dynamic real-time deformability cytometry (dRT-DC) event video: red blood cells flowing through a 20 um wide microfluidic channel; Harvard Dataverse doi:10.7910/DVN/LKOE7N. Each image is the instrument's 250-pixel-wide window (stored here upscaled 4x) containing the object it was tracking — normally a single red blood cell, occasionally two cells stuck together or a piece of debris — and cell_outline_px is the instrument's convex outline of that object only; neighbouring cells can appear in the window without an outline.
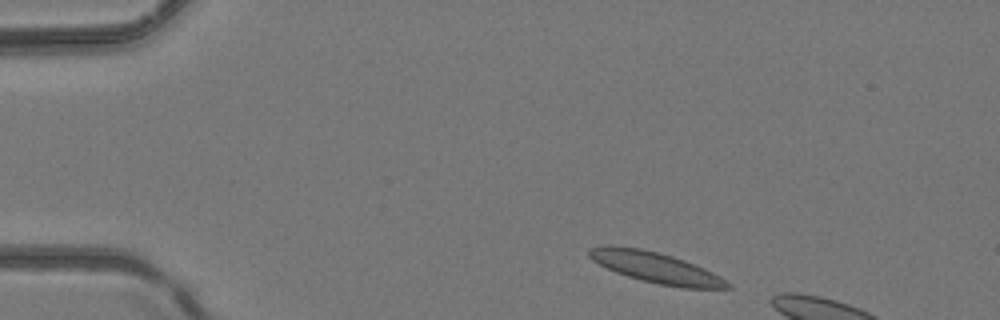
{"species": "common noctule bat (a hibernating species)", "species_latin": "Nyctalus noctula", "temperature_condition": "room temperature", "stored_images_in_passage": 5, "camera_frame_rate_fps": 3000, "um_per_image_px": 0.085, "animal": {"sex": "female", "body_mass_g": 24.6, "forearm_length_mm": 56.2}, "frame": {"image": 1, "passage_image": 1, "time_ms": 0.0, "image_size_px": [1000, 320], "cell_outline_px": [[732, 288], [680, 288], [640, 280], [616, 272], [592, 260], [588, 256], [588, 248], [608, 244], [640, 248], [672, 256], [684, 260], [704, 268], [720, 276], [732, 284]], "centroid_in_image_um": [55.73, 22.73], "position_along_channel_um": 29.3, "area_um2": 24.8}}
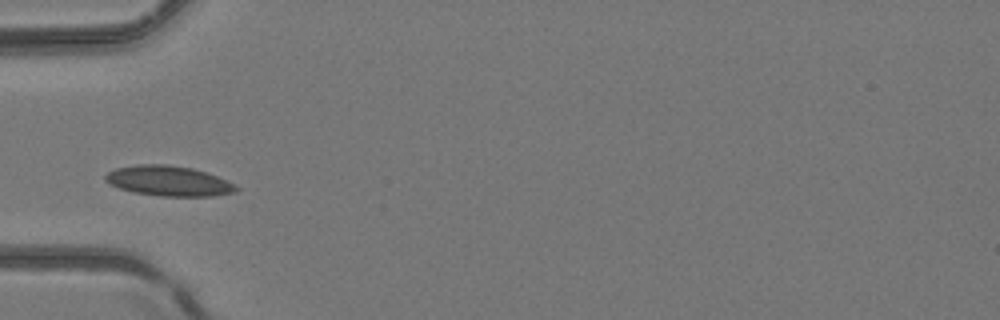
{"frame": {"image": 2, "passage_image": 4, "time_ms": 1.0, "image_size_px": [1000, 320], "cell_outline_px": [[240, 188], [236, 192], [212, 196], [160, 196], [132, 192], [120, 188], [104, 180], [104, 176], [108, 172], [116, 168], [136, 164], [164, 164], [192, 168], [216, 176], [236, 184]], "centroid_in_image_um": [14.34, 15.38], "position_along_channel_um": 70.7, "area_um2": 22.95}}
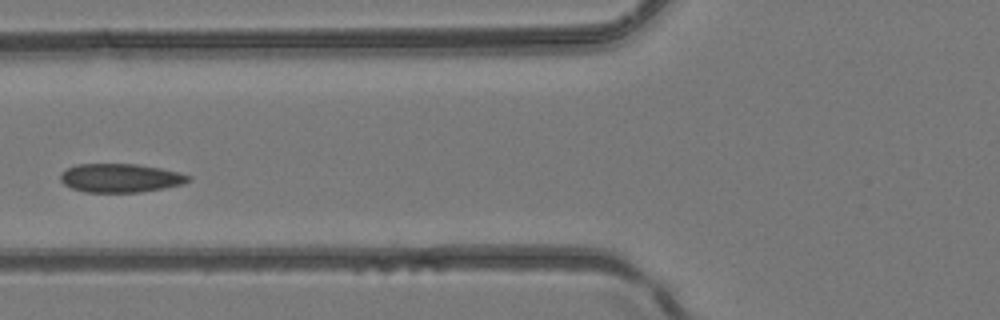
{"frame": {"image": 3, "passage_image": 5, "time_ms": 1.333, "image_size_px": [1000, 320], "cell_outline_px": [[192, 180], [184, 184], [164, 188], [140, 192], [84, 192], [72, 188], [64, 184], [60, 180], [60, 172], [76, 164], [136, 164], [160, 168], [180, 172], [192, 176]], "centroid_in_image_um": [10.26, 15.13], "position_along_channel_um": 115.5, "area_um2": 21.56}}